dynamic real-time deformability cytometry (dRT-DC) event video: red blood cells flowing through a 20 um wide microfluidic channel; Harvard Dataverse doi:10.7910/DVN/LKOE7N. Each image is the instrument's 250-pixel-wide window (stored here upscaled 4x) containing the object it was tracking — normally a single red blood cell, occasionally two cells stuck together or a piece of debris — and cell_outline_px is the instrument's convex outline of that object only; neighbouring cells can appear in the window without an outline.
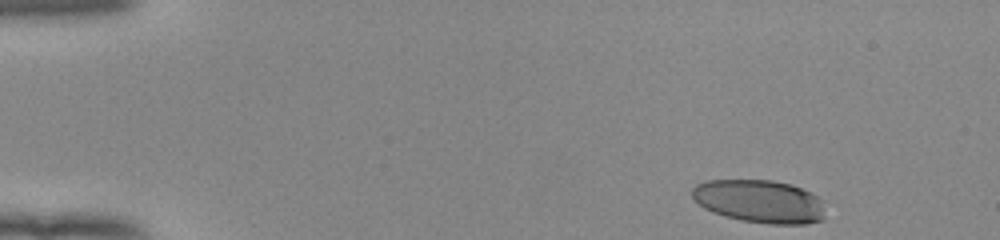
{"species": "human", "species_latin": "Homo sapiens", "temperature_condition": "room temperature", "stored_images_in_passage": 48, "camera_frame_rate_fps": 3000, "um_per_image_px": 0.085, "donor": {"sex": "female"}, "frame": {"image": 1, "passage_image": 1, "time_ms": 0.0, "image_size_px": [1000, 240], "cell_outline_px": [[824, 220], [804, 224], [768, 224], [740, 220], [724, 216], [712, 212], [704, 208], [692, 196], [692, 188], [696, 184], [704, 180], [772, 180], [792, 184], [824, 200]], "centroid_in_image_um": [64.58, 17.12], "position_along_channel_um": 20.4, "area_um2": 33.64}}
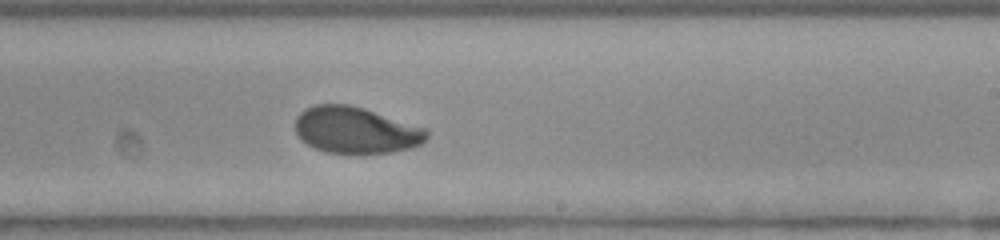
{"frame": {"image": 2, "passage_image": 28, "time_ms": 9.0, "image_size_px": [1000, 240], "cell_outline_px": [[428, 136], [420, 144], [412, 148], [392, 152], [328, 152], [312, 148], [300, 140], [296, 132], [296, 116], [304, 108], [316, 104], [348, 104], [364, 108], [428, 128]], "centroid_in_image_um": [30.23, 11.04], "position_along_channel_um": 258.8, "area_um2": 35.72}}
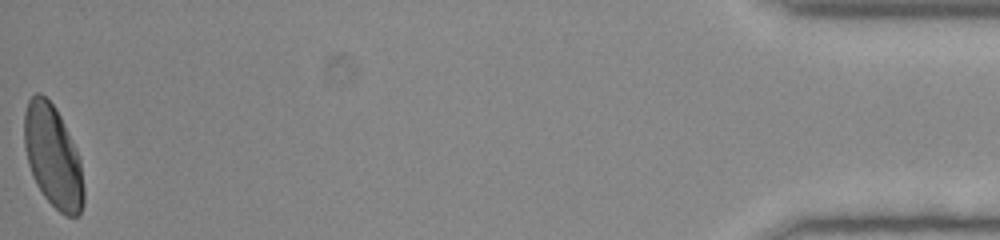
{"frame": {"image": 3, "passage_image": 48, "time_ms": 15.667, "image_size_px": [1000, 240], "cell_outline_px": [[84, 204], [80, 212], [76, 216], [64, 216], [44, 196], [36, 184], [32, 176], [28, 164], [24, 144], [24, 112], [28, 100], [36, 92], [40, 92], [56, 108], [80, 156], [84, 188]], "centroid_in_image_um": [4.5, 13.31], "position_along_channel_um": 430.7, "area_um2": 35.55}, "authors_computed_cell_mechanics": {"area_um2": 35.5759, "velocity_mm_per_s": 3.9174, "shape_relaxation_time_tau1_ms": 5.4173, "shape_relaxation_time_tau2_ms": 2.1338, "deformation_change_tau1": 0.1808, "deformation_change_tau2": 0.0483}}